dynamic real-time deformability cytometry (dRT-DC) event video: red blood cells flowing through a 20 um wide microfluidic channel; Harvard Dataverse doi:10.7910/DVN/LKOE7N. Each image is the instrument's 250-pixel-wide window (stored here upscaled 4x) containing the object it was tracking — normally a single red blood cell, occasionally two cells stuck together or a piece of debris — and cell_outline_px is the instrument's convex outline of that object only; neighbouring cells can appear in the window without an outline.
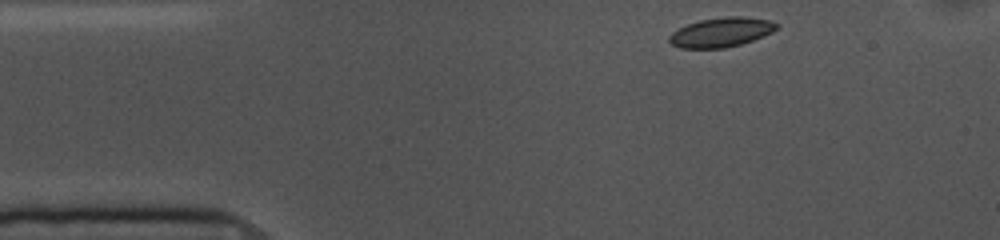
{"species": "common noctule bat (a hibernating species)", "species_latin": "Nyctalus noctula", "temperature_condition": "cold", "stored_images_in_passage": 48, "camera_frame_rate_fps": 3000, "um_per_image_px": 0.085, "animal": {"sex": "female", "body_mass_g": 10.0, "forearm_length_mm": 53.1}, "frame": {"image": 1, "passage_image": 1, "time_ms": 0.0, "image_size_px": [1000, 240], "cell_outline_px": [[780, 24], [772, 32], [752, 40], [740, 44], [724, 48], [680, 48], [672, 44], [668, 40], [668, 36], [672, 32], [688, 24], [700, 20], [728, 16], [744, 16], [768, 20]], "centroid_in_image_um": [61.29, 2.74], "position_along_channel_um": 23.7, "area_um2": 18.26}}
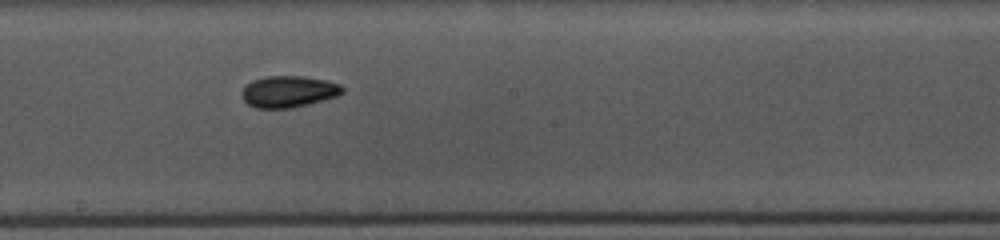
{"frame": {"image": 2, "passage_image": 22, "time_ms": 7.0, "image_size_px": [1000, 240], "cell_outline_px": [[344, 92], [336, 96], [308, 104], [292, 108], [256, 108], [248, 104], [240, 96], [240, 92], [244, 84], [252, 80], [264, 76], [304, 76], [328, 80], [340, 84], [344, 88]], "centroid_in_image_um": [24.49, 7.77], "position_along_channel_um": 223.7, "area_um2": 18.79}}
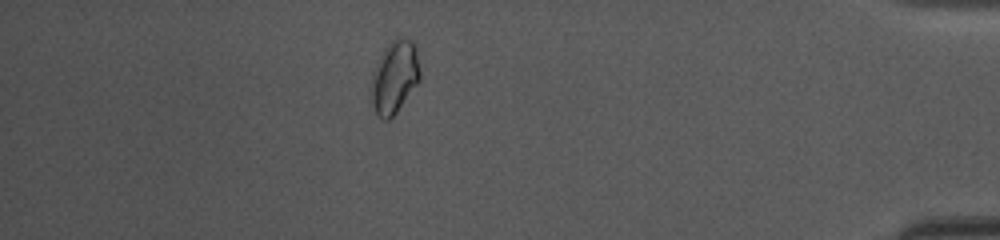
{"frame": {"image": 3, "passage_image": 41, "time_ms": 13.333, "image_size_px": [1000, 240], "cell_outline_px": [[420, 80], [396, 112], [388, 120], [384, 120], [376, 112], [368, 96], [372, 72], [384, 48], [396, 36], [400, 36], [412, 40], [416, 48], [420, 72]], "centroid_in_image_um": [33.5, 6.52], "position_along_channel_um": 401.7, "area_um2": 20.92}, "authors_computed_cell_mechanics": {"area_um2": 18.0625, "velocity_mm_per_s": 3.5993, "shape_relaxation_time_tau1_ms": null, "shape_relaxation_time_tau2_ms": 8.1175, "deformation_change_tau1": null, "deformation_change_tau2": 0.0967}}